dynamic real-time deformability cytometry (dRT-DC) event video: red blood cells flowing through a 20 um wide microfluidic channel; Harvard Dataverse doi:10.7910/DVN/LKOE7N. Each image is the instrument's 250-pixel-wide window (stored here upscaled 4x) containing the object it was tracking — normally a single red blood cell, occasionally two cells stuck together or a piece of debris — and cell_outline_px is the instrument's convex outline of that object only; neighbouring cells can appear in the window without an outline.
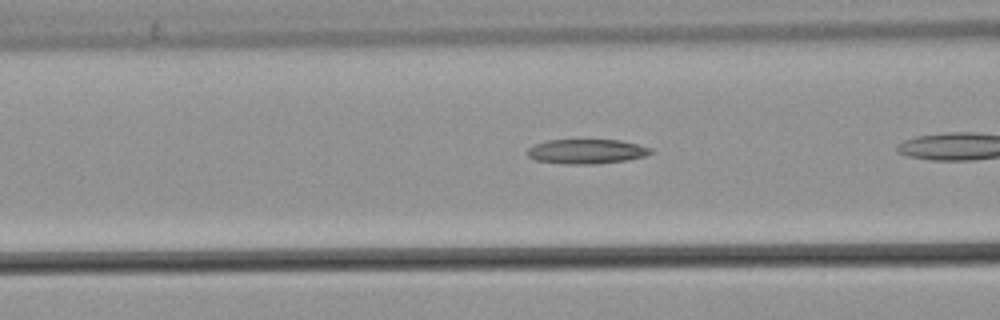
{"species": "common noctule bat (a hibernating species)", "species_latin": "Nyctalus noctula", "temperature_condition": "warm", "stored_images_in_passage": 10, "camera_frame_rate_fps": 3000, "um_per_image_px": 0.085, "animal": {"sex": "male", "body_mass_g": 21.5, "forearm_length_mm": 52.0}, "frame": {"image": 1, "passage_image": 5, "time_ms": 1.333, "image_size_px": [1000, 320], "cell_outline_px": [[652, 152], [644, 156], [624, 160], [596, 164], [564, 164], [536, 160], [528, 156], [528, 148], [536, 144], [548, 140], [620, 140], [652, 148]], "centroid_in_image_um": [49.84, 12.87], "position_along_channel_um": 116.8, "area_um2": 17.46}}